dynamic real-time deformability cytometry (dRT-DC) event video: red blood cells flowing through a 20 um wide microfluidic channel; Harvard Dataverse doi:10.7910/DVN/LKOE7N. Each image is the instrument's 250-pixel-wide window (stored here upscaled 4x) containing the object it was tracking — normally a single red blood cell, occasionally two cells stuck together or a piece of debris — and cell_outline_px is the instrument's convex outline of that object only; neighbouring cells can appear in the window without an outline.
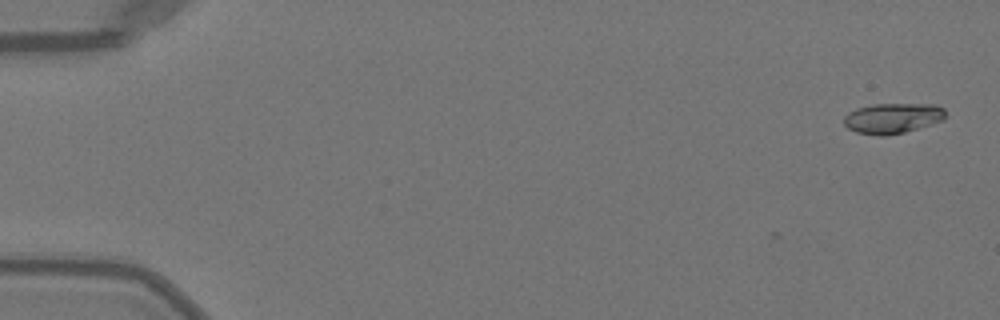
{"species": "Egyptian fruit bat (a non-hibernating species)", "species_latin": "Rousettus aegyptiacus", "temperature_condition": "warm", "stored_images_in_passage": 51, "camera_frame_rate_fps": 3000, "um_per_image_px": 0.085, "animal": {"sex": "female"}, "frame": {"image": 1, "passage_image": 2, "time_ms": 0.333, "image_size_px": [1000, 320], "cell_outline_px": [[944, 120], [904, 132], [884, 136], [880, 136], [856, 132], [848, 128], [844, 124], [844, 116], [848, 112], [856, 108], [872, 104], [936, 104], [944, 108]], "centroid_in_image_um": [75.85, 10.04], "position_along_channel_um": 9.1, "area_um2": 17.98}}
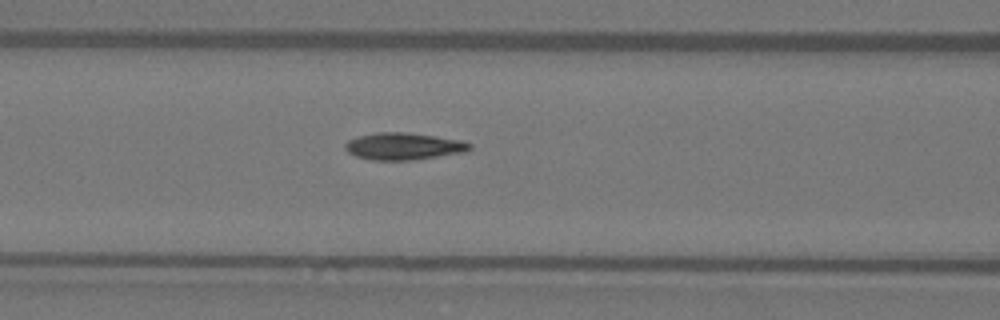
{"frame": {"image": 2, "passage_image": 22, "time_ms": 7.0, "image_size_px": [1000, 320], "cell_outline_px": [[472, 148], [464, 152], [412, 160], [372, 160], [356, 156], [348, 152], [344, 148], [344, 144], [348, 140], [360, 136], [376, 132], [404, 132], [436, 136], [460, 140], [472, 144]], "centroid_in_image_um": [34.29, 12.43], "position_along_channel_um": 132.3, "area_um2": 19.54}}
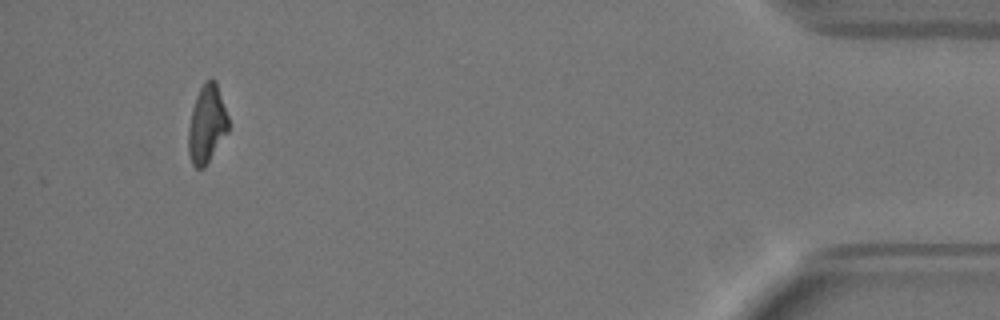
{"frame": {"image": 3, "passage_image": 48, "time_ms": 15.667, "image_size_px": [1000, 320], "cell_outline_px": [[228, 132], [204, 168], [196, 168], [192, 164], [188, 152], [188, 128], [196, 96], [200, 88], [208, 80], [216, 80], [228, 116]], "centroid_in_image_um": [17.58, 10.58], "position_along_channel_um": 417.6, "area_um2": 17.98}, "authors_computed_cell_mechanics": {"area_um2": 18.5538, "velocity_mm_per_s": 4.0692, "shape_relaxation_time_tau1_ms": 4.4299, "shape_relaxation_time_tau2_ms": 1.9147, "deformation_change_tau1": 0.1806, "deformation_change_tau2": 0.0887}}